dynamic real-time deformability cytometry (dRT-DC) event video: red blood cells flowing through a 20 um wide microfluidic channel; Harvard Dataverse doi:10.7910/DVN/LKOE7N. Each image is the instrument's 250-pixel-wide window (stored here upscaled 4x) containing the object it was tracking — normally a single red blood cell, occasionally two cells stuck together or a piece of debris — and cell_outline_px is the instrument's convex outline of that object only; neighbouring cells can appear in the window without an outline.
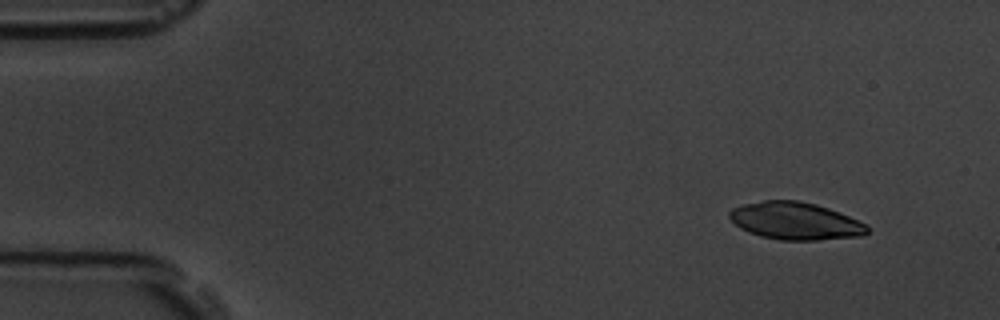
{"species": "common noctule bat (a hibernating species)", "species_latin": "Nyctalus noctula", "temperature_condition": "room temperature", "stored_images_in_passage": 5, "camera_frame_rate_fps": 3000, "um_per_image_px": 0.085, "animal": {"sex": "male", "body_mass_g": 19.5, "forearm_length_mm": 54.6}, "frame": {"image": 1, "passage_image": 5, "time_ms": 5.333, "image_size_px": [1000, 320], "cell_outline_px": [[868, 232], [864, 236], [816, 240], [780, 240], [760, 236], [748, 232], [740, 228], [728, 216], [728, 212], [732, 208], [744, 204], [764, 200], [796, 200], [816, 204], [828, 208], [868, 224]], "centroid_in_image_um": [67.6, 18.78], "position_along_channel_um": 17.4, "area_um2": 30.11}}